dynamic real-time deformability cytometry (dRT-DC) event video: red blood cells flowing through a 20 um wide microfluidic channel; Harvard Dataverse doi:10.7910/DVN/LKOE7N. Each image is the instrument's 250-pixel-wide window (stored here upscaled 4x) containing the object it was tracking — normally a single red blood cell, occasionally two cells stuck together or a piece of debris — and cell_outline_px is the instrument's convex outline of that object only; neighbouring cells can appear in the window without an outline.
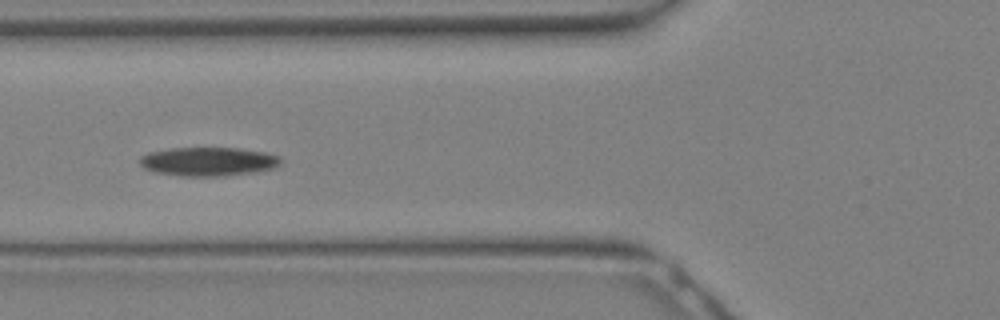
{"species": "Egyptian fruit bat (a non-hibernating species)", "species_latin": "Rousettus aegyptiacus", "temperature_condition": "warm", "stored_images_in_passage": 28, "camera_frame_rate_fps": 3000, "um_per_image_px": 0.085, "animal": {"sex": "female"}, "frame": {"image": 1, "passage_image": 8, "time_ms": 2.333, "image_size_px": [1000, 320], "cell_outline_px": [[280, 164], [276, 168], [256, 172], [224, 176], [180, 176], [156, 172], [144, 168], [140, 164], [140, 156], [148, 152], [172, 148], [240, 148], [264, 152], [280, 156]], "centroid_in_image_um": [17.72, 13.73], "position_along_channel_um": 108.1, "area_um2": 23.81}}
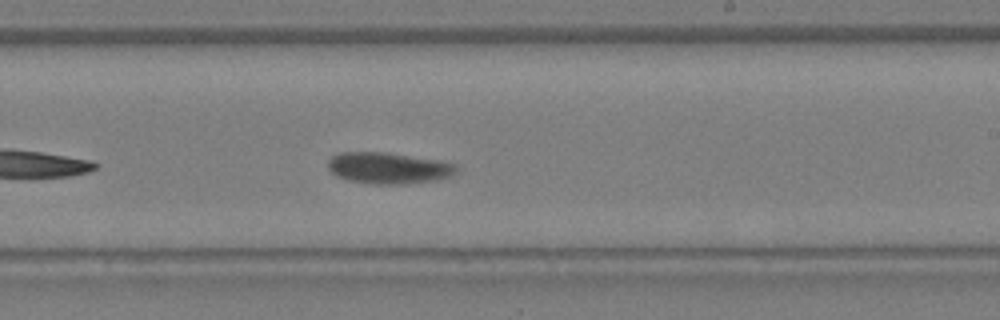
{"frame": {"image": 2, "passage_image": 15, "time_ms": 4.667, "image_size_px": [1000, 320], "cell_outline_px": [[460, 168], [452, 176], [436, 180], [404, 184], [372, 184], [348, 180], [336, 176], [328, 168], [328, 160], [332, 156], [340, 152], [388, 152], [444, 160], [456, 164]], "centroid_in_image_um": [33.08, 14.27], "position_along_channel_um": 255.9, "area_um2": 23.93}}
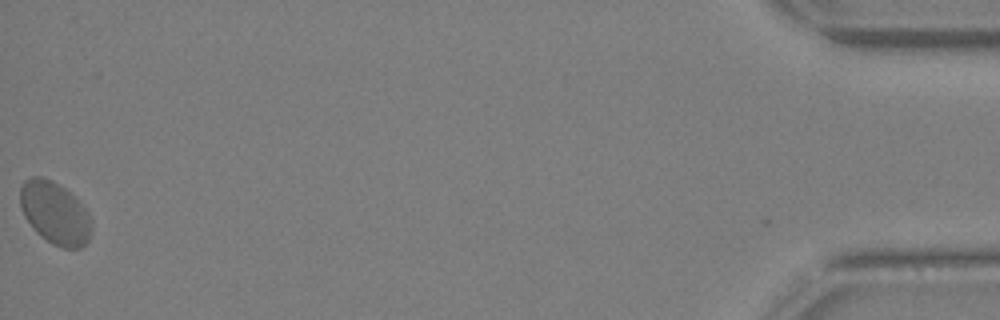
{"frame": {"image": 3, "passage_image": 28, "time_ms": 9.0, "image_size_px": [1000, 320], "cell_outline_px": [[92, 232], [88, 240], [80, 248], [64, 248], [52, 244], [40, 236], [36, 232], [24, 216], [20, 204], [20, 188], [24, 180], [28, 176], [40, 176], [52, 180], [64, 188], [88, 212], [92, 220]], "centroid_in_image_um": [4.65, 18.11], "position_along_channel_um": 430.5, "area_um2": 25.95}}